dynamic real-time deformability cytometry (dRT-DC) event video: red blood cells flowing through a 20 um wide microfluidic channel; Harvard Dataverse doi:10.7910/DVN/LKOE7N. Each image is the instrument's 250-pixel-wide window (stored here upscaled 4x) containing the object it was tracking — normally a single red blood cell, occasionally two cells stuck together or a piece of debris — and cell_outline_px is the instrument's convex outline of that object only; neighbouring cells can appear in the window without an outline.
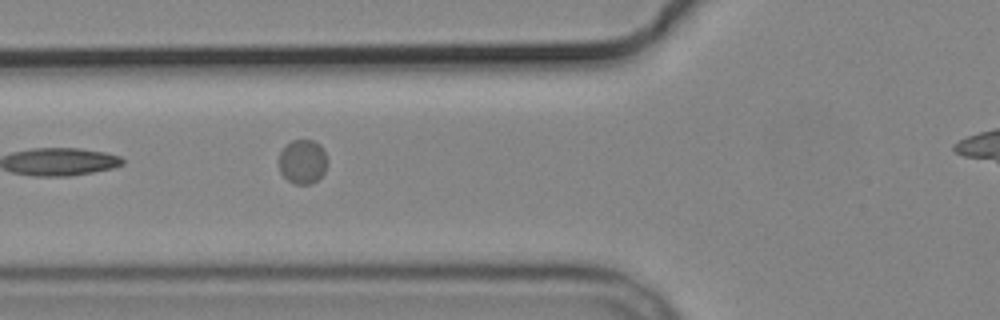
{"species": "common noctule bat (a hibernating species)", "species_latin": "Nyctalus noctula", "temperature_condition": "cold", "stored_images_in_passage": 2, "camera_frame_rate_fps": 3000, "um_per_image_px": 0.085, "animal": {"sex": "male", "body_mass_g": 19.2, "forearm_length_mm": 51.8}, "frame": {"image": 1, "passage_image": 2, "time_ms": 1.0, "image_size_px": [1000, 320], "cell_outline_px": [[328, 160], [324, 172], [312, 184], [296, 184], [288, 180], [280, 172], [280, 152], [284, 144], [292, 140], [312, 140], [320, 144], [324, 148]], "centroid_in_image_um": [25.74, 13.71], "position_along_channel_um": 100.1, "area_um2": 12.6}}